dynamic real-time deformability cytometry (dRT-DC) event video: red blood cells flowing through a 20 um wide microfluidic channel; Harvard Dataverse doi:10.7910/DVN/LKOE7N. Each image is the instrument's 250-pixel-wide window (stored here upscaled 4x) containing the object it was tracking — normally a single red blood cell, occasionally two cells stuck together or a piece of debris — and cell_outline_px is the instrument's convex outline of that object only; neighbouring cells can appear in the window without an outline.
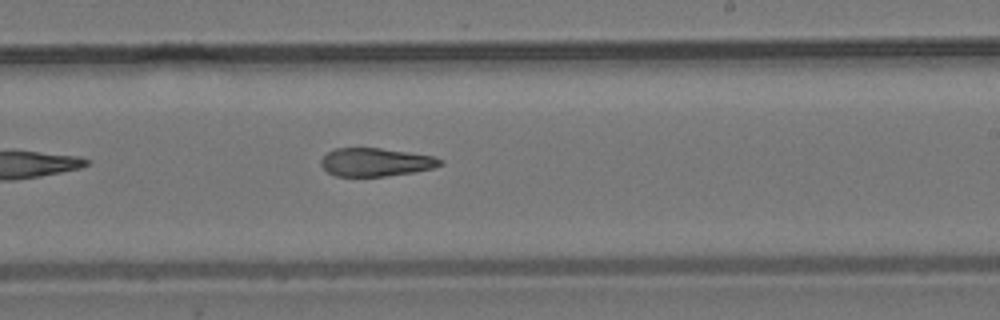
{"species": "common noctule bat (a hibernating species)", "species_latin": "Nyctalus noctula", "temperature_condition": "room temperature", "stored_images_in_passage": 8, "camera_frame_rate_fps": 3000, "um_per_image_px": 0.085, "animal": {"sex": "male", "body_mass_g": 19.2, "forearm_length_mm": 51.8}, "frame": {"image": 1, "passage_image": 8, "time_ms": 9.333, "image_size_px": [1000, 320], "cell_outline_px": [[444, 164], [432, 168], [412, 172], [384, 176], [336, 176], [328, 172], [320, 164], [320, 160], [328, 152], [336, 148], [380, 148], [408, 152], [432, 156], [444, 160]], "centroid_in_image_um": [31.93, 13.78], "position_along_channel_um": 257.1, "area_um2": 19.48}}